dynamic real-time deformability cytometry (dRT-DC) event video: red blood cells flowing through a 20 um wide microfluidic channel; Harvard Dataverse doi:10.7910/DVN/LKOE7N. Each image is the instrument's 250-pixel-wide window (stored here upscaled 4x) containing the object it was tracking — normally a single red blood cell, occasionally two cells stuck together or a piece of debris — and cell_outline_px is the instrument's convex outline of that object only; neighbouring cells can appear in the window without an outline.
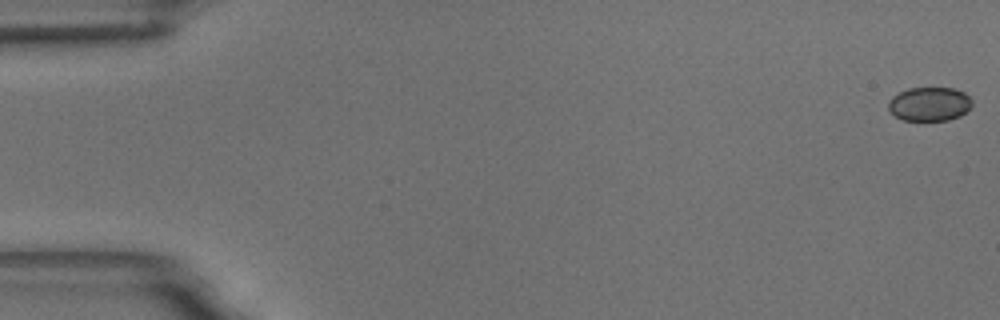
{"species": "common noctule bat (a hibernating species)", "species_latin": "Nyctalus noctula", "temperature_condition": "room temperature", "stored_images_in_passage": 59, "camera_frame_rate_fps": 3000, "um_per_image_px": 0.085, "animal": {"sex": "male", "body_mass_g": 18.8}, "frame": {"image": 1, "passage_image": 1, "time_ms": 0.0, "image_size_px": [1000, 320], "cell_outline_px": [[972, 104], [960, 116], [948, 120], [904, 120], [896, 116], [888, 108], [888, 100], [892, 96], [908, 88], [952, 88], [964, 92], [972, 100]], "centroid_in_image_um": [78.99, 8.83], "position_along_channel_um": 6.0, "area_um2": 16.42}}
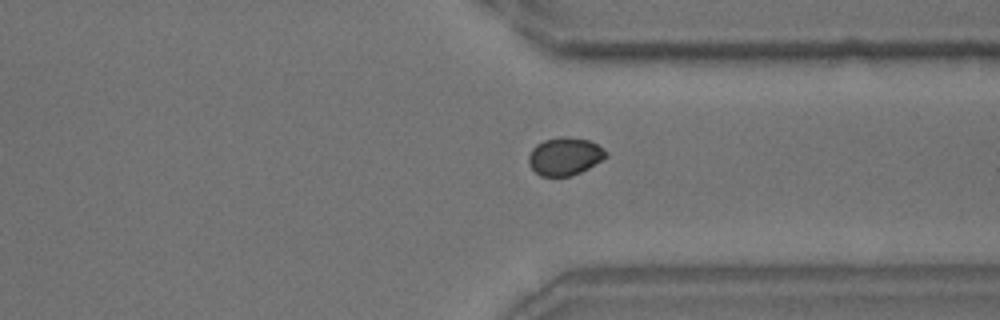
{"frame": {"image": 2, "passage_image": 45, "time_ms": 14.667, "image_size_px": [1000, 320], "cell_outline_px": [[608, 156], [588, 168], [580, 172], [568, 176], [540, 176], [528, 164], [528, 156], [532, 148], [536, 144], [544, 140], [560, 136], [564, 136], [588, 140], [604, 148], [608, 152]], "centroid_in_image_um": [48.0, 13.28], "position_along_channel_um": 363.4, "area_um2": 17.05}}
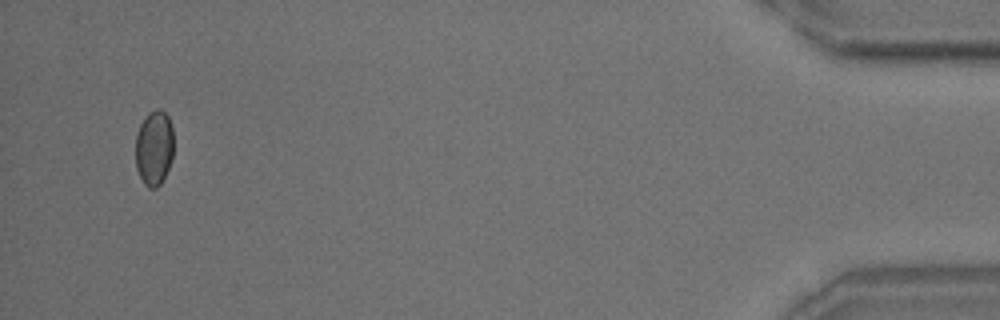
{"frame": {"image": 3, "passage_image": 57, "time_ms": 18.667, "image_size_px": [1000, 320], "cell_outline_px": [[172, 160], [160, 184], [156, 188], [148, 188], [144, 184], [136, 168], [136, 136], [140, 124], [156, 108], [164, 112], [168, 116], [172, 128]], "centroid_in_image_um": [13.09, 12.6], "position_along_channel_um": 422.1, "area_um2": 16.36}, "authors_computed_cell_mechanics": {"area_um2": 17.1666, "velocity_mm_per_s": 3.4502, "shape_relaxation_time_tau1_ms": 3.8897, "shape_relaxation_time_tau2_ms": null, "deformation_change_tau1": 0.0472, "deformation_change_tau2": null}}